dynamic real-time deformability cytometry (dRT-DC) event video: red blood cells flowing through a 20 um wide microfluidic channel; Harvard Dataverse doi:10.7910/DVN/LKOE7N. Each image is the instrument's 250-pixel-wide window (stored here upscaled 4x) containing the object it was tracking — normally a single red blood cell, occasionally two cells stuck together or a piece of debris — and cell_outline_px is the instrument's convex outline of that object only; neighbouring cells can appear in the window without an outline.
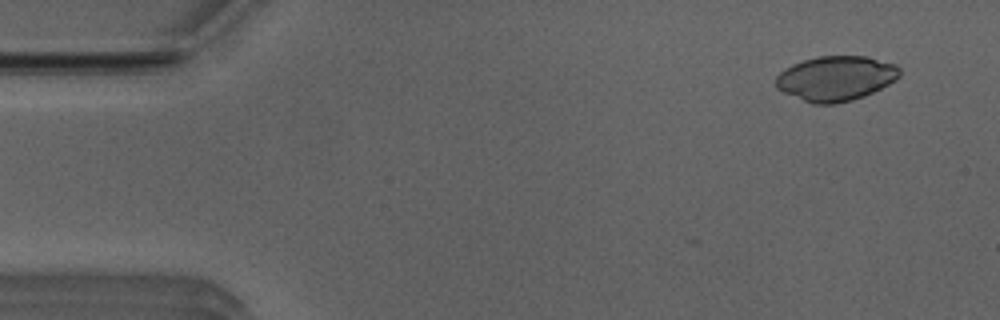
{"species": "Egyptian fruit bat (a non-hibernating species)", "species_latin": "Rousettus aegyptiacus", "temperature_condition": "room temperature", "stored_images_in_passage": 7, "camera_frame_rate_fps": 3000, "um_per_image_px": 0.085, "animal": {"sex": "male"}, "frame": {"image": 1, "passage_image": 4, "time_ms": 1.0, "image_size_px": [1000, 320], "cell_outline_px": [[900, 76], [896, 80], [864, 96], [852, 100], [836, 104], [812, 104], [784, 92], [776, 88], [776, 76], [784, 68], [792, 64], [816, 56], [868, 56], [896, 64], [900, 68]], "centroid_in_image_um": [71.05, 6.65], "position_along_channel_um": 14.0, "area_um2": 32.48}}